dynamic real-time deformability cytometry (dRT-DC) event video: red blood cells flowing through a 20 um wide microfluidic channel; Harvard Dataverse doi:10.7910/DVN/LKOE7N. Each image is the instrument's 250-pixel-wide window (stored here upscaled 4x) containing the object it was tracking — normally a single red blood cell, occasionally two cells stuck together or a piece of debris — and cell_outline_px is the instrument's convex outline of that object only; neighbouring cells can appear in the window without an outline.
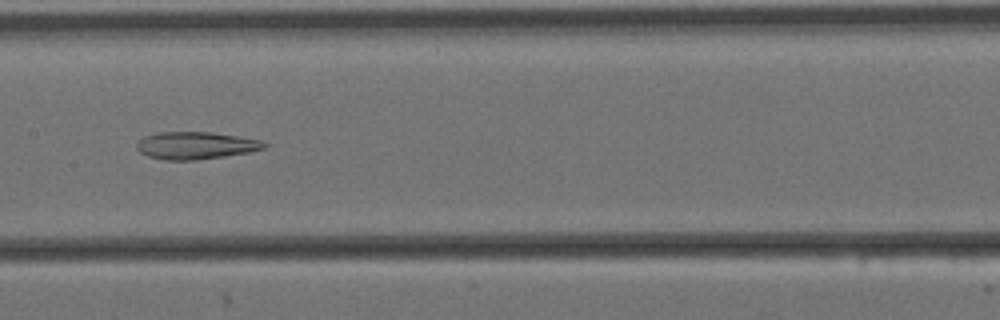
{"species": "Egyptian fruit bat (a non-hibernating species)", "species_latin": "Rousettus aegyptiacus", "temperature_condition": "cold", "stored_images_in_passage": 14, "camera_frame_rate_fps": 3000, "um_per_image_px": 0.085, "animal": {"sex": "female"}, "frame": {"image": 1, "passage_image": 7, "time_ms": 2.0, "image_size_px": [1000, 320], "cell_outline_px": [[268, 144], [264, 148], [248, 152], [224, 156], [196, 160], [164, 160], [148, 156], [140, 152], [136, 148], [136, 144], [144, 136], [160, 132], [212, 132], [260, 140]], "centroid_in_image_um": [16.61, 12.37], "position_along_channel_um": 190.8, "area_um2": 20.17}}
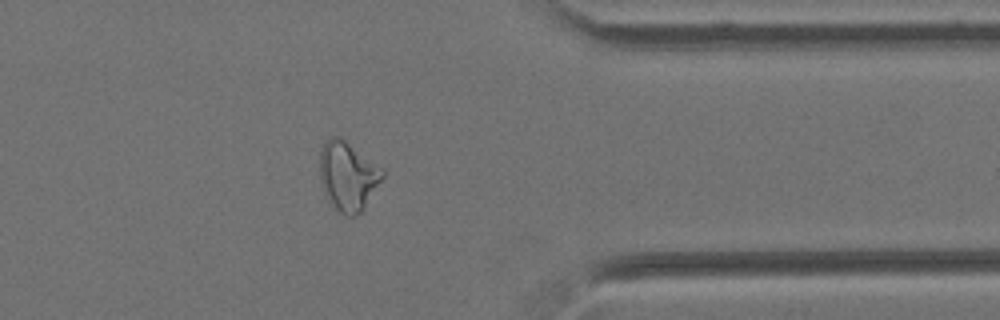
{"frame": {"image": 2, "passage_image": 12, "time_ms": 3.667, "image_size_px": [1000, 320], "cell_outline_px": [[384, 176], [364, 208], [356, 216], [344, 216], [332, 204], [324, 192], [320, 180], [320, 152], [324, 144], [332, 136], [340, 136], [384, 168]], "centroid_in_image_um": [29.59, 14.95], "position_along_channel_um": 381.8, "area_um2": 25.2}}
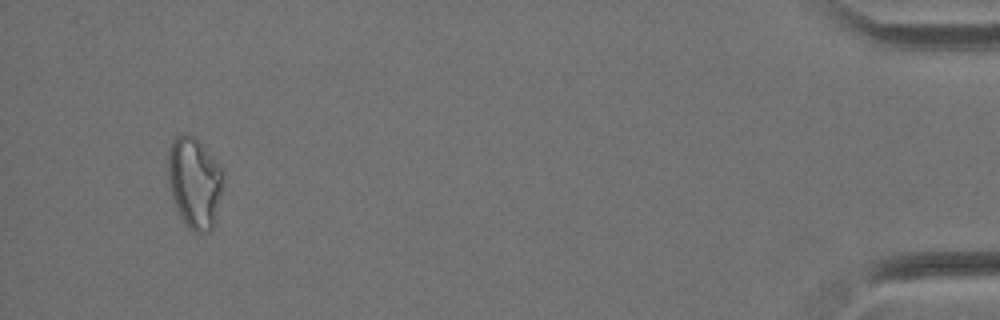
{"frame": {"image": 3, "passage_image": 14, "time_ms": 4.333, "image_size_px": [1000, 320], "cell_outline_px": [[220, 192], [216, 224], [208, 232], [192, 232], [188, 228], [180, 216], [176, 208], [172, 196], [168, 180], [168, 148], [172, 140], [176, 136], [184, 132], [188, 132], [196, 136], [220, 168]], "centroid_in_image_um": [16.48, 15.51], "position_along_channel_um": 418.7, "area_um2": 29.07}}